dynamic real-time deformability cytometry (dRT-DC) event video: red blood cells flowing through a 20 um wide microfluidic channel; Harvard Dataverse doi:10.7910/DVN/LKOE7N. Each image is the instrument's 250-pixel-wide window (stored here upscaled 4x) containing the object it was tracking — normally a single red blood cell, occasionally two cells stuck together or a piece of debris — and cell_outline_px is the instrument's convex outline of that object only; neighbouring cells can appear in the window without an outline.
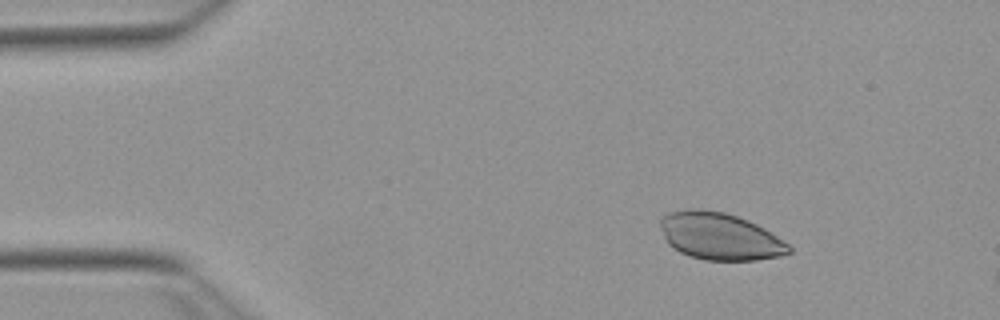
{"species": "Egyptian fruit bat (a non-hibernating species)", "species_latin": "Rousettus aegyptiacus", "temperature_condition": "warm", "stored_images_in_passage": 48, "camera_frame_rate_fps": 3000, "um_per_image_px": 0.085, "animal": {"sex": "female"}, "frame": {"image": 1, "passage_image": 3, "time_ms": 0.667, "image_size_px": [1000, 320], "cell_outline_px": [[792, 252], [780, 256], [756, 260], [704, 260], [688, 256], [672, 248], [668, 244], [660, 228], [660, 220], [668, 212], [688, 208], [700, 208], [724, 212], [748, 220], [764, 228], [788, 244], [792, 248]], "centroid_in_image_um": [61.16, 20.08], "position_along_channel_um": 23.8, "area_um2": 35.49}}
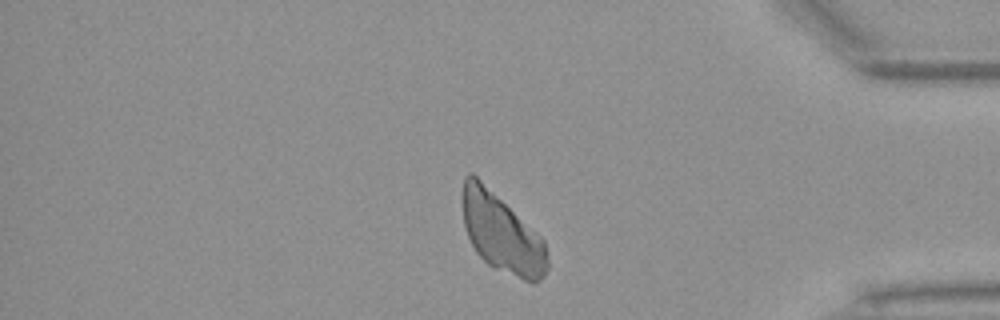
{"frame": {"image": 2, "passage_image": 40, "time_ms": 13.0, "image_size_px": [1000, 320], "cell_outline_px": [[548, 268], [544, 276], [540, 280], [532, 284], [496, 268], [488, 264], [476, 252], [468, 236], [464, 224], [464, 176], [468, 172], [472, 172], [540, 236], [544, 240], [548, 260]], "centroid_in_image_um": [42.67, 19.87], "position_along_channel_um": 392.5, "area_um2": 38.15}}
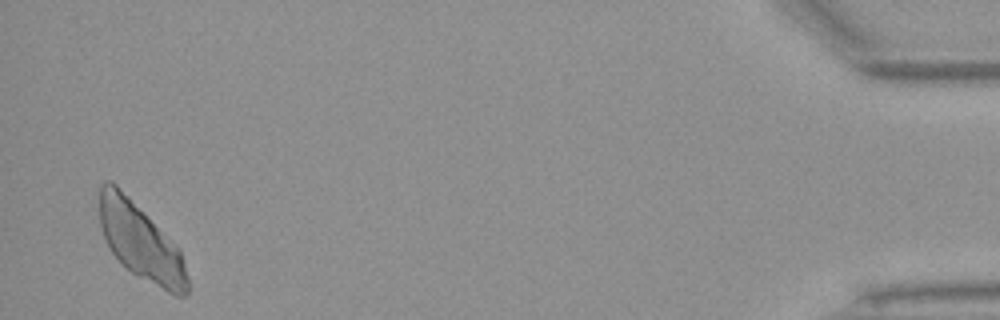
{"frame": {"image": 3, "passage_image": 47, "time_ms": 15.333, "image_size_px": [1000, 320], "cell_outline_px": [[188, 292], [184, 296], [176, 296], [168, 292], [132, 272], [108, 248], [100, 224], [100, 184], [104, 180], [112, 180], [180, 248], [188, 276]], "centroid_in_image_um": [11.97, 20.54], "position_along_channel_um": 423.2, "area_um2": 38.73}}